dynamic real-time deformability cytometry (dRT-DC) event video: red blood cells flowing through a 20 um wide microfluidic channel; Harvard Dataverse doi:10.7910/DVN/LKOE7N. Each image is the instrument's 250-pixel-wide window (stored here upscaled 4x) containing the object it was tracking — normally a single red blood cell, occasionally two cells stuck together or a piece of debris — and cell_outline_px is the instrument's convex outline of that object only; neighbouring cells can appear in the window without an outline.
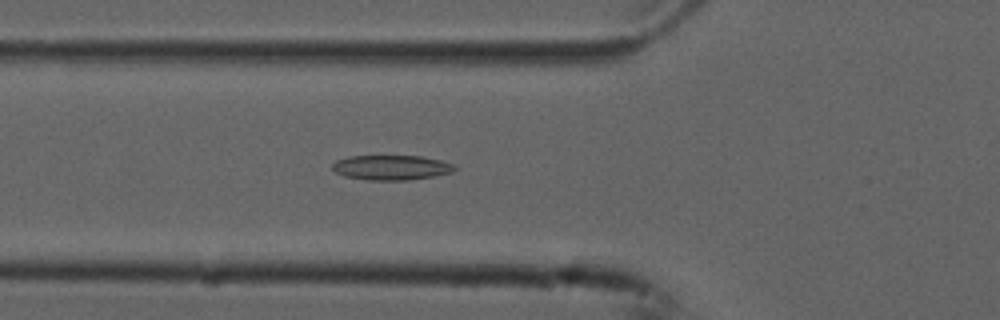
{"species": "common noctule bat (a hibernating species)", "species_latin": "Nyctalus noctula", "temperature_condition": "cold", "stored_images_in_passage": 54, "camera_frame_rate_fps": 3000, "um_per_image_px": 0.085, "animal": {"sex": "male", "forearm_length_mm": 52.5}, "frame": {"image": 1, "passage_image": 19, "time_ms": 6.0, "image_size_px": [1000, 320], "cell_outline_px": [[456, 168], [452, 172], [436, 176], [408, 180], [368, 180], [344, 176], [336, 172], [332, 168], [332, 164], [336, 160], [348, 156], [420, 156], [440, 160], [452, 164]], "centroid_in_image_um": [33.24, 14.24], "position_along_channel_um": 92.6, "area_um2": 17.69}}
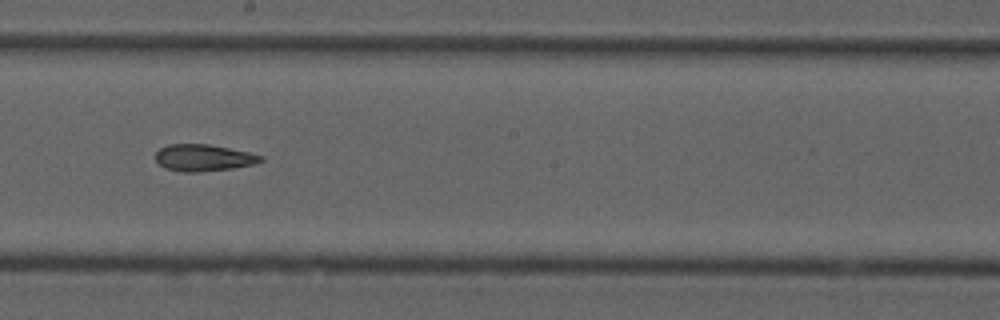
{"frame": {"image": 2, "passage_image": 30, "time_ms": 9.667, "image_size_px": [1000, 320], "cell_outline_px": [[264, 160], [256, 164], [232, 168], [196, 172], [184, 172], [164, 168], [156, 160], [156, 152], [160, 148], [168, 144], [208, 144], [248, 152], [264, 156]], "centroid_in_image_um": [17.31, 13.41], "position_along_channel_um": 230.9, "area_um2": 16.36}}
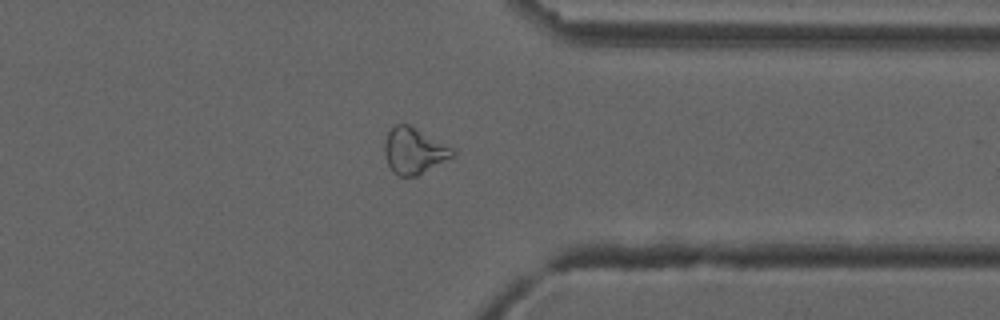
{"frame": {"image": 3, "passage_image": 42, "time_ms": 13.667, "image_size_px": [1000, 320], "cell_outline_px": [[456, 152], [452, 156], [416, 176], [400, 176], [392, 172], [388, 164], [384, 152], [384, 144], [388, 132], [396, 124], [408, 124], [452, 148]], "centroid_in_image_um": [35.14, 12.82], "position_along_channel_um": 376.3, "area_um2": 17.74}, "authors_computed_cell_mechanics": {"area_um2": 18.4093, "velocity_mm_per_s": 3.7672, "shape_relaxation_time_tau1_ms": null, "shape_relaxation_time_tau2_ms": 6.9814, "deformation_change_tau1": null, "deformation_change_tau2": 0.1685}}